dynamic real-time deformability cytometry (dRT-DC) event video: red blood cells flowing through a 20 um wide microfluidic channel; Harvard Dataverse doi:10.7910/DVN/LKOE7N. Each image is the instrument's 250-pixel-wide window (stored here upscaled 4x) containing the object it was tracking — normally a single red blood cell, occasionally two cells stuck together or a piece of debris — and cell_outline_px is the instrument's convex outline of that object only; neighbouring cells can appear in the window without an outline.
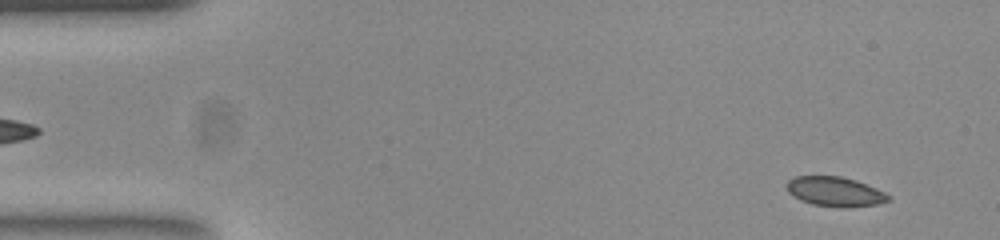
{"species": "common noctule bat (a hibernating species)", "species_latin": "Nyctalus noctula", "temperature_condition": "room temperature", "stored_images_in_passage": 52, "camera_frame_rate_fps": 3000, "um_per_image_px": 0.085, "animal": {"sex": "female", "body_mass_g": 23.0, "forearm_length_mm": 53.4}, "frame": {"image": 1, "passage_image": 3, "time_ms": 0.667, "image_size_px": [1000, 240], "cell_outline_px": [[892, 200], [876, 204], [812, 204], [800, 200], [788, 192], [788, 180], [796, 176], [840, 176], [856, 180], [876, 188], [892, 196]], "centroid_in_image_um": [70.97, 16.22], "position_along_channel_um": 14.0, "area_um2": 16.59}}
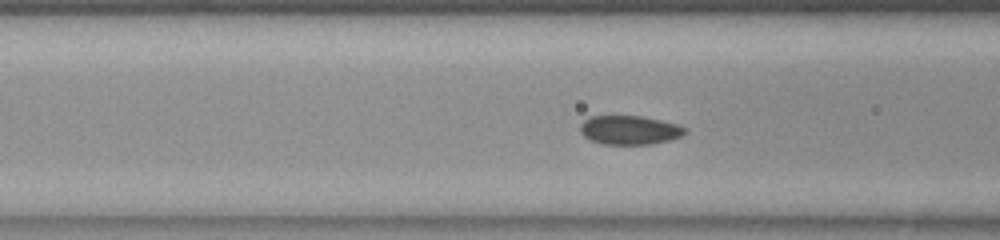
{"frame": {"image": 2, "passage_image": 19, "time_ms": 6.0, "image_size_px": [1000, 240], "cell_outline_px": [[688, 132], [680, 136], [668, 140], [652, 144], [600, 144], [584, 136], [580, 132], [580, 124], [584, 120], [592, 116], [640, 116], [660, 120], [676, 124], [684, 128]], "centroid_in_image_um": [53.48, 11.05], "position_along_channel_um": 113.1, "area_um2": 17.51}}
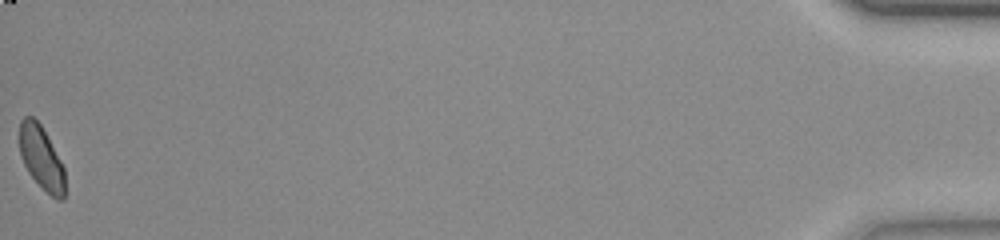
{"frame": {"image": 3, "passage_image": 52, "time_ms": 17.0, "image_size_px": [1000, 240], "cell_outline_px": [[64, 200], [56, 200], [28, 172], [24, 164], [20, 152], [20, 120], [24, 116], [32, 116], [40, 124], [60, 160], [64, 168]], "centroid_in_image_um": [3.51, 13.41], "position_along_channel_um": 431.7, "area_um2": 16.3}, "authors_computed_cell_mechanics": {"area_um2": 17.7157, "velocity_mm_per_s": 3.8512, "shape_relaxation_time_tau1_ms": 11.0353, "shape_relaxation_time_tau2_ms": 1.5586, "deformation_change_tau1": 0.1994, "deformation_change_tau2": 0.0339}}